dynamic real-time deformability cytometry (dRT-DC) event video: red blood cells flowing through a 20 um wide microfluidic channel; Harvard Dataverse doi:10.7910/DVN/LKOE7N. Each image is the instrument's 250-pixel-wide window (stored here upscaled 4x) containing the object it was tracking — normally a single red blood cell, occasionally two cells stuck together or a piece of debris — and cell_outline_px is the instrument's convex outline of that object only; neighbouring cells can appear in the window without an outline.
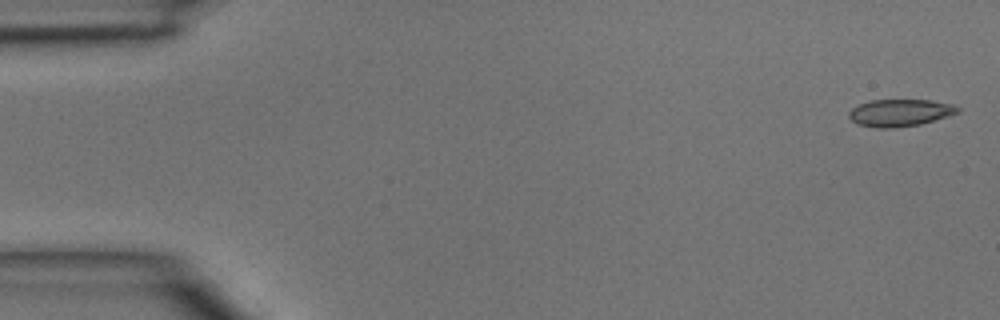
{"species": "common noctule bat (a hibernating species)", "species_latin": "Nyctalus noctula", "temperature_condition": "room temperature", "stored_images_in_passage": 10, "camera_frame_rate_fps": 3000, "um_per_image_px": 0.085, "animal": {"sex": "male", "body_mass_g": 15.6}, "frame": {"image": 1, "passage_image": 1, "time_ms": 0.0, "image_size_px": [1000, 320], "cell_outline_px": [[960, 112], [948, 116], [920, 124], [892, 128], [876, 128], [856, 124], [848, 116], [848, 112], [852, 108], [860, 104], [872, 100], [932, 100], [952, 104], [960, 108]], "centroid_in_image_um": [76.49, 9.58], "position_along_channel_um": 8.5, "area_um2": 17.22}}